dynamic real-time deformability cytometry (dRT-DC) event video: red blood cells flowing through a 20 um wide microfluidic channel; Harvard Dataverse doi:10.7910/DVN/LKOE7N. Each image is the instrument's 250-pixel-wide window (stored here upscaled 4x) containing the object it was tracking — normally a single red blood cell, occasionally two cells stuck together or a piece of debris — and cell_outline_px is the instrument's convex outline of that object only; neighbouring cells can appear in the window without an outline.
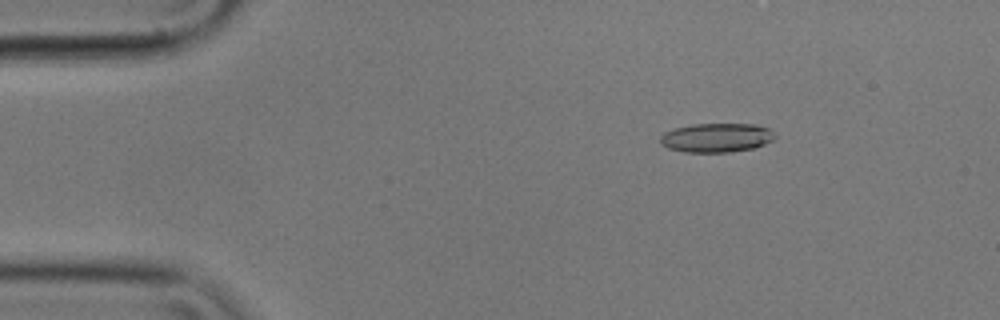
{"species": "common noctule bat (a hibernating species)", "species_latin": "Nyctalus noctula", "temperature_condition": "cold", "stored_images_in_passage": 56, "camera_frame_rate_fps": 3000, "um_per_image_px": 0.085, "animal": {"sex": "male", "body_mass_g": 17.9}, "frame": {"image": 1, "passage_image": 8, "time_ms": 2.333, "image_size_px": [1000, 320], "cell_outline_px": [[776, 136], [772, 140], [764, 144], [752, 148], [728, 152], [684, 152], [668, 148], [660, 144], [660, 136], [664, 132], [672, 128], [692, 124], [756, 124], [768, 128]], "centroid_in_image_um": [60.85, 11.69], "position_along_channel_um": 24.1, "area_um2": 19.48}}
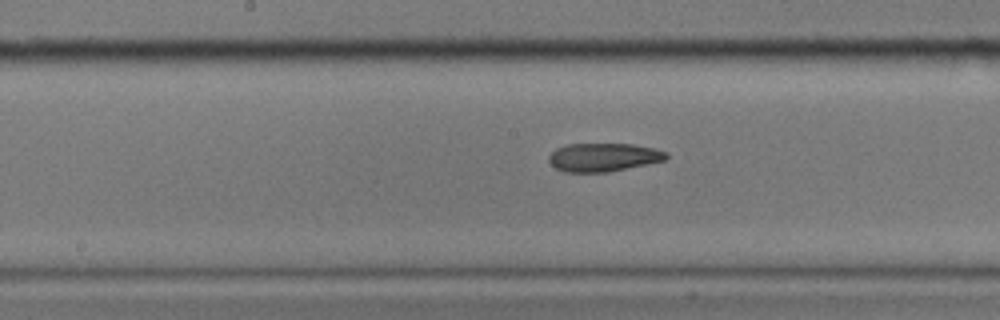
{"frame": {"image": 2, "passage_image": 28, "time_ms": 9.0, "image_size_px": [1000, 320], "cell_outline_px": [[668, 156], [664, 160], [608, 172], [564, 172], [556, 168], [548, 160], [548, 156], [556, 148], [568, 144], [632, 144], [652, 148], [668, 152]], "centroid_in_image_um": [51.26, 13.36], "position_along_channel_um": 196.9, "area_um2": 19.25}}
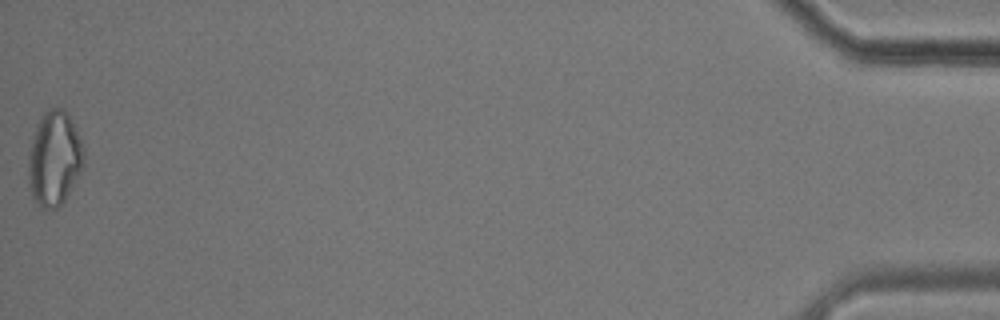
{"frame": {"image": 3, "passage_image": 56, "time_ms": 18.333, "image_size_px": [1000, 320], "cell_outline_px": [[84, 164], [64, 200], [56, 208], [48, 212], [40, 208], [32, 196], [28, 184], [28, 156], [36, 124], [40, 116], [48, 108], [64, 108], [68, 112], [84, 148]], "centroid_in_image_um": [4.59, 13.47], "position_along_channel_um": 430.6, "area_um2": 30.81}, "authors_computed_cell_mechanics": {"area_um2": 20.0855, "velocity_mm_per_s": 3.5458, "shape_relaxation_time_tau1_ms": null, "shape_relaxation_time_tau2_ms": 4.5813, "deformation_change_tau1": null, "deformation_change_tau2": 0.1359}}